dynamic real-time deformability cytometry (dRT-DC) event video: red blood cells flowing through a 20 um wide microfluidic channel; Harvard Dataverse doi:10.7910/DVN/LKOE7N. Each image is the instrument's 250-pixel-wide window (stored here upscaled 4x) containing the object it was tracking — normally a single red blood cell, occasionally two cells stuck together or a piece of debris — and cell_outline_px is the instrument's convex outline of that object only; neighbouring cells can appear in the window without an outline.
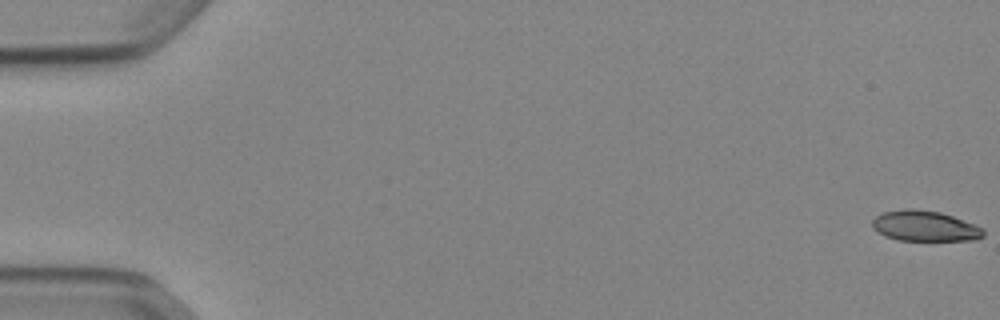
{"species": "Egyptian fruit bat (a non-hibernating species)", "species_latin": "Rousettus aegyptiacus", "temperature_condition": "cold", "stored_images_in_passage": 53, "camera_frame_rate_fps": 3000, "um_per_image_px": 0.085, "animal": {"sex": "female"}, "frame": {"image": 1, "passage_image": 1, "time_ms": 0.0, "image_size_px": [1000, 320], "cell_outline_px": [[984, 236], [976, 240], [900, 240], [884, 236], [872, 228], [872, 220], [876, 216], [884, 212], [904, 208], [912, 208], [940, 212], [952, 216], [984, 228]], "centroid_in_image_um": [78.6, 19.21], "position_along_channel_um": 6.4, "area_um2": 19.77}}
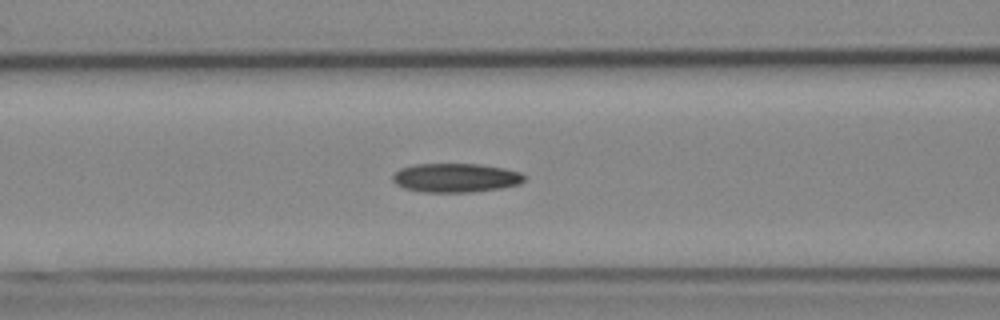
{"frame": {"image": 2, "passage_image": 23, "time_ms": 7.333, "image_size_px": [1000, 320], "cell_outline_px": [[524, 180], [520, 184], [500, 188], [472, 192], [420, 192], [404, 188], [396, 184], [392, 180], [392, 176], [400, 168], [416, 164], [480, 164], [504, 168], [520, 172], [524, 176]], "centroid_in_image_um": [38.71, 15.11], "position_along_channel_um": 127.9, "area_um2": 22.25}}
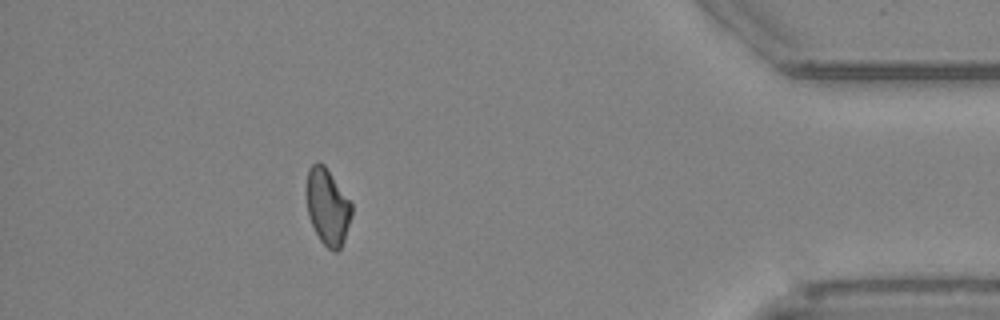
{"frame": {"image": 3, "passage_image": 48, "time_ms": 15.667, "image_size_px": [1000, 320], "cell_outline_px": [[352, 216], [344, 240], [340, 248], [336, 252], [332, 252], [320, 240], [308, 216], [308, 168], [316, 160], [324, 164], [352, 204]], "centroid_in_image_um": [27.87, 17.59], "position_along_channel_um": 407.3, "area_um2": 19.77}, "authors_computed_cell_mechanics": {"area_um2": 21.1548, "velocity_mm_per_s": 3.9064, "shape_relaxation_time_tau1_ms": 7.0677, "shape_relaxation_time_tau2_ms": null, "deformation_change_tau1": 0.1389, "deformation_change_tau2": null}}